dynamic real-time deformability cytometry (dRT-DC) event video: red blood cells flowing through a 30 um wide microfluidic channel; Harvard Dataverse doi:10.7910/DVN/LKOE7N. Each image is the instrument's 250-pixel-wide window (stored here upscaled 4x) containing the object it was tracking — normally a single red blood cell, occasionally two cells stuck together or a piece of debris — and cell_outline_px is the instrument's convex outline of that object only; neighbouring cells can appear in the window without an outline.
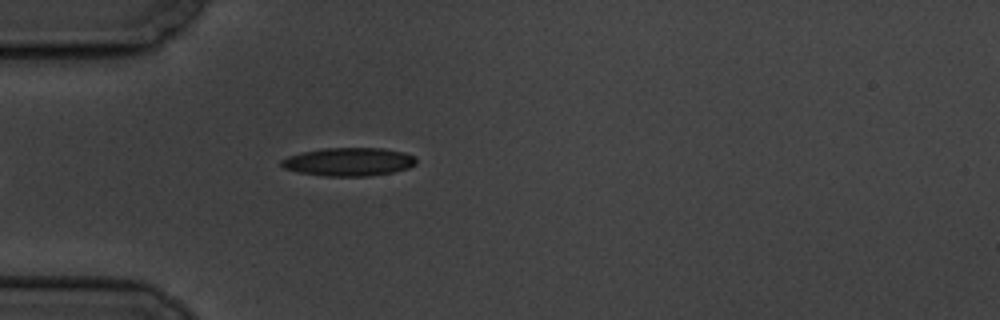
{"species": "common noctule bat (a hibernating species)", "species_latin": "Nyctalus noctula", "temperature_condition": "cold", "stored_images_in_passage": 1, "camera_frame_rate_fps": 3000, "um_per_image_px": 0.085, "animal": {"sex": "male", "body_mass_g": 19.5, "forearm_length_mm": 54.6}, "frame": {"image": 1, "passage_image": 1, "time_ms": 0.0, "image_size_px": [1000, 320], "cell_outline_px": [[416, 164], [408, 168], [392, 172], [368, 176], [324, 176], [296, 172], [284, 168], [280, 164], [280, 160], [288, 156], [304, 152], [324, 148], [384, 148], [404, 152], [416, 156]], "centroid_in_image_um": [29.65, 13.75], "position_along_channel_um": 55.4, "area_um2": 22.31}}